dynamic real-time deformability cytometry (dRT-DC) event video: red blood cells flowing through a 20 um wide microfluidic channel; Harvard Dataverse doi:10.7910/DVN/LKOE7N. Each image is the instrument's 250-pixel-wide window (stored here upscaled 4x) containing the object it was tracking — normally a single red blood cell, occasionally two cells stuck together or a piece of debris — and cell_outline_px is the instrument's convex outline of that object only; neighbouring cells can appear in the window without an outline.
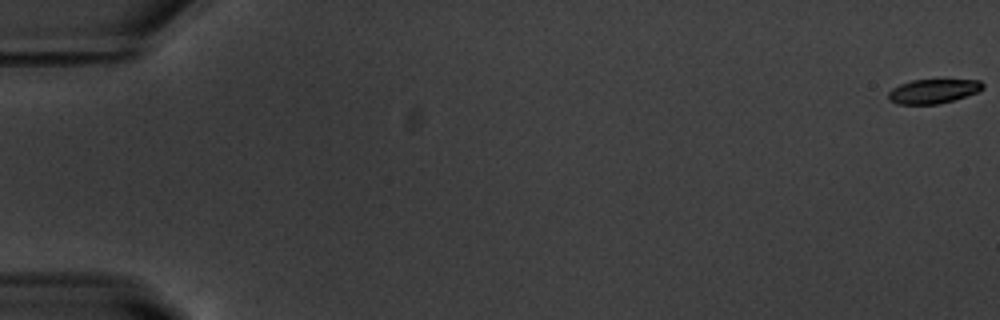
{"species": "common noctule bat (a hibernating species)", "species_latin": "Nyctalus noctula", "temperature_condition": "warm", "stored_images_in_passage": 14, "camera_frame_rate_fps": 3000, "um_per_image_px": 0.085, "animal": {"sex": "male", "body_mass_g": 20.1, "forearm_length_mm": 53.5}, "frame": {"image": 1, "passage_image": 1, "time_ms": 0.0, "image_size_px": [1000, 320], "cell_outline_px": [[984, 88], [980, 92], [952, 100], [936, 104], [896, 104], [888, 100], [888, 92], [892, 88], [900, 84], [912, 80], [980, 80], [984, 84]], "centroid_in_image_um": [79.32, 7.75], "position_along_channel_um": 5.7, "area_um2": 13.41}}